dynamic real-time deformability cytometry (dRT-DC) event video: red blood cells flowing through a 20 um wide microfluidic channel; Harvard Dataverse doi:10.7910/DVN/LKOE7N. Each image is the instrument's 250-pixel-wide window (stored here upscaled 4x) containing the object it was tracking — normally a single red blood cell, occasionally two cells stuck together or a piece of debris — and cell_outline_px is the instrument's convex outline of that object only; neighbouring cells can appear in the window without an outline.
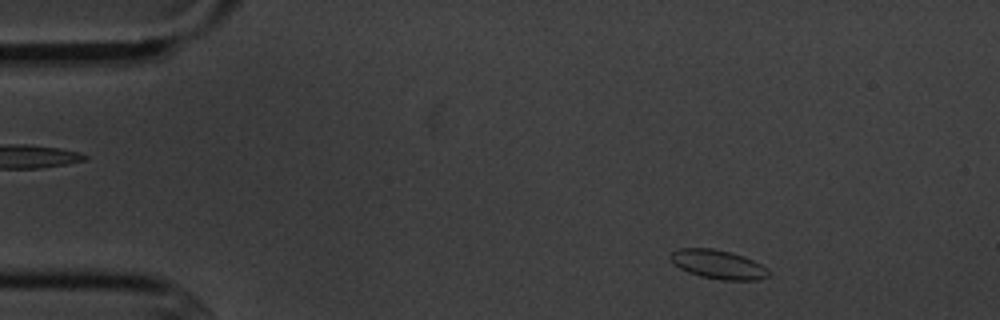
{"species": "common noctule bat (a hibernating species)", "species_latin": "Nyctalus noctula", "temperature_condition": "cold", "stored_images_in_passage": 6, "camera_frame_rate_fps": 3000, "um_per_image_px": 0.085, "animal": {"sex": "male", "body_mass_g": 20.1, "forearm_length_mm": 53.5}, "frame": {"image": 1, "passage_image": 2, "time_ms": 1.333, "image_size_px": [1000, 320], "cell_outline_px": [[772, 272], [768, 276], [756, 280], [720, 280], [700, 276], [688, 272], [680, 268], [672, 260], [672, 252], [680, 248], [712, 248], [732, 252], [744, 256], [768, 268]], "centroid_in_image_um": [61.1, 22.48], "position_along_channel_um": 23.9, "area_um2": 16.47}}
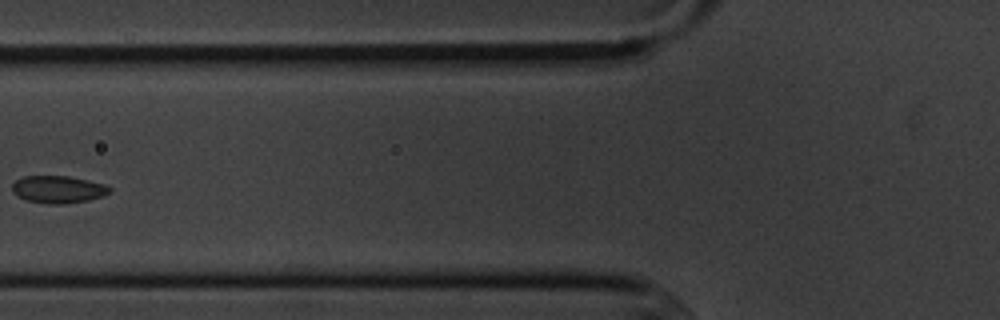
{"frame": {"image": 2, "passage_image": 6, "time_ms": 6.0, "image_size_px": [1000, 320], "cell_outline_px": [[112, 192], [88, 200], [64, 204], [48, 204], [28, 200], [16, 196], [12, 192], [12, 184], [20, 176], [68, 176], [88, 180], [104, 184], [112, 188]], "centroid_in_image_um": [4.92, 16.09], "position_along_channel_um": 120.9, "area_um2": 15.61}}